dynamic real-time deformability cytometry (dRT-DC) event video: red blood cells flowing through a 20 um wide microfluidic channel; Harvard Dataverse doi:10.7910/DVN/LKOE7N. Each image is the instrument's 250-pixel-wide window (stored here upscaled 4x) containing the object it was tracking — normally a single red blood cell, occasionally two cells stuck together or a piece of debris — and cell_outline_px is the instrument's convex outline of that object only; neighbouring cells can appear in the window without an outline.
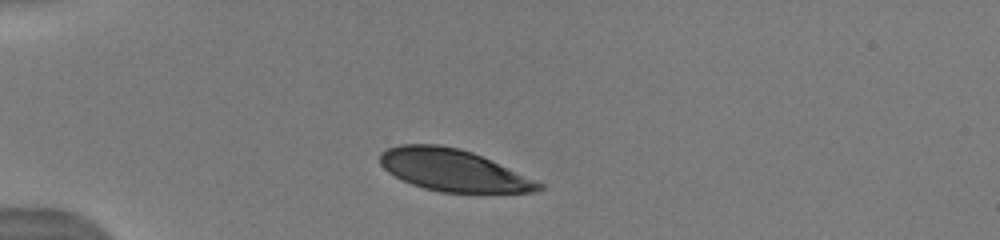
{"species": "human", "species_latin": "Homo sapiens", "temperature_condition": "warm", "stored_images_in_passage": 24, "camera_frame_rate_fps": 3000, "um_per_image_px": 0.085, "donor": {"sex": "male"}, "frame": {"image": 1, "passage_image": 1, "time_ms": 0.0, "image_size_px": [1000, 240], "cell_outline_px": [[544, 188], [536, 192], [440, 192], [424, 188], [400, 180], [388, 172], [380, 164], [380, 152], [388, 148], [400, 144], [440, 144], [460, 148], [472, 152], [544, 184]], "centroid_in_image_um": [38.47, 14.46], "position_along_channel_um": 46.5, "area_um2": 38.55}, "authors_computed_cell_mechanics": {"area_um2": 42.6275, "velocity_mm_per_s": 3.9815, "shape_relaxation_time_tau1_ms": 2.4592, "shape_relaxation_time_tau2_ms": null, "deformation_change_tau1": 0.1156, "deformation_change_tau2": null}}